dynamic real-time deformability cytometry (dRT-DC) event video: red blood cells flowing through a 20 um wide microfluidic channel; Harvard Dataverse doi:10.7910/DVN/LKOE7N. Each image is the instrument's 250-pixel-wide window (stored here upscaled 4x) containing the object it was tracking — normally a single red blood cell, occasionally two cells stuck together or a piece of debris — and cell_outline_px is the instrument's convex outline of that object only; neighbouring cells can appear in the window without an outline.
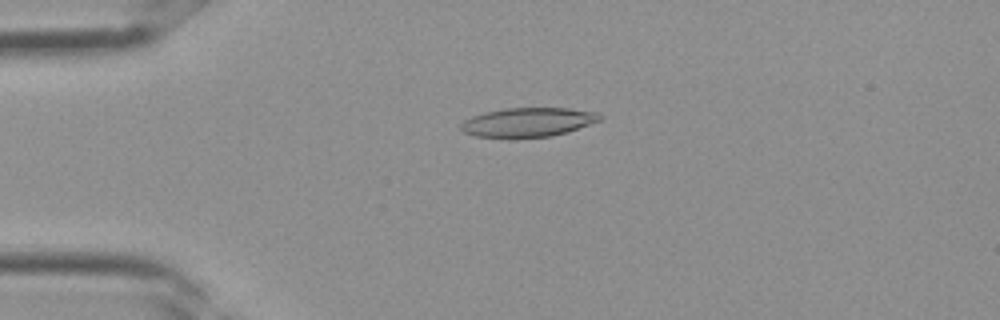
{"species": "Egyptian fruit bat (a non-hibernating species)", "species_latin": "Rousettus aegyptiacus", "temperature_condition": "room temperature", "stored_images_in_passage": 35, "camera_frame_rate_fps": 3000, "um_per_image_px": 0.085, "frame": {"image": 1, "passage_image": 8, "time_ms": 2.333, "image_size_px": [1000, 320], "cell_outline_px": [[604, 116], [600, 120], [552, 136], [476, 136], [464, 132], [460, 128], [460, 124], [464, 120], [472, 116], [484, 112], [504, 108], [568, 108], [596, 112]], "centroid_in_image_um": [44.86, 10.35], "position_along_channel_um": 40.1, "area_um2": 22.95}}
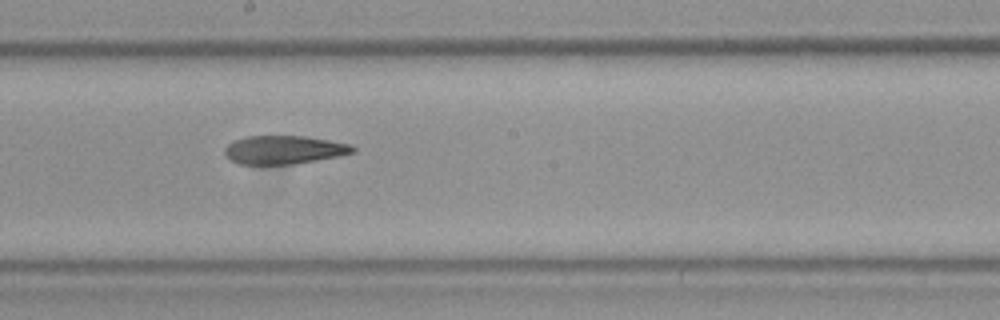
{"frame": {"image": 2, "passage_image": 19, "time_ms": 6.0, "image_size_px": [1000, 320], "cell_outline_px": [[356, 152], [340, 156], [292, 164], [240, 164], [232, 160], [224, 152], [224, 148], [228, 144], [244, 136], [304, 136], [352, 144], [356, 148]], "centroid_in_image_um": [24.18, 12.73], "position_along_channel_um": 224.0, "area_um2": 21.15}}
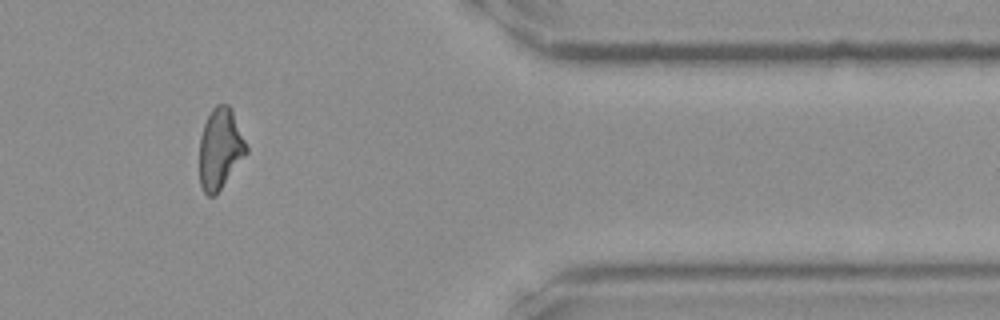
{"frame": {"image": 3, "passage_image": 29, "time_ms": 9.333, "image_size_px": [1000, 320], "cell_outline_px": [[248, 152], [216, 196], [208, 196], [204, 192], [200, 184], [200, 136], [204, 124], [212, 108], [216, 104], [228, 104], [232, 108], [248, 148]], "centroid_in_image_um": [18.72, 12.64], "position_along_channel_um": 392.7, "area_um2": 22.2}}